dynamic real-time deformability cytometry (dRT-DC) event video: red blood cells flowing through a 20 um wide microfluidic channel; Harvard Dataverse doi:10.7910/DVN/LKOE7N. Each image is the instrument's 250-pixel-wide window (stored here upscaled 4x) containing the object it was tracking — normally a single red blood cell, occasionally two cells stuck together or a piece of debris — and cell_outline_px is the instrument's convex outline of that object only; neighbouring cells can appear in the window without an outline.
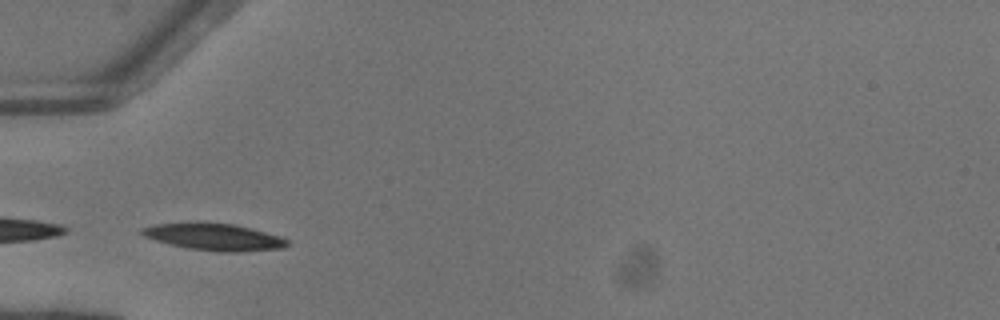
{"species": "common noctule bat (a hibernating species)", "species_latin": "Nyctalus noctula", "temperature_condition": "warm", "stored_images_in_passage": 39, "camera_frame_rate_fps": 3000, "um_per_image_px": 0.085, "animal": {"sex": "female"}, "frame": {"image": 1, "passage_image": 6, "time_ms": 1.667, "image_size_px": [1000, 320], "cell_outline_px": [[292, 244], [284, 248], [240, 252], [220, 252], [188, 248], [168, 244], [144, 236], [140, 232], [140, 228], [156, 224], [188, 220], [196, 220], [232, 224], [252, 228], [280, 236], [288, 240]], "centroid_in_image_um": [18.18, 20.11], "position_along_channel_um": 66.8, "area_um2": 23.58}}
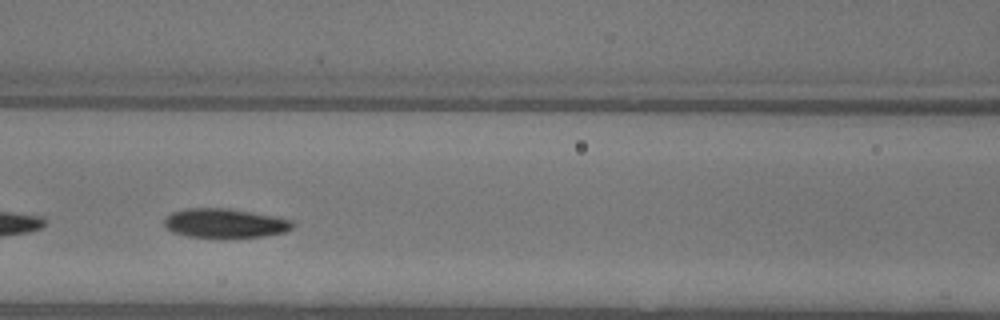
{"frame": {"image": 2, "passage_image": 12, "time_ms": 3.667, "image_size_px": [1000, 320], "cell_outline_px": [[292, 228], [284, 232], [264, 236], [188, 236], [172, 232], [164, 228], [164, 216], [172, 212], [184, 208], [228, 208], [272, 216], [292, 220]], "centroid_in_image_um": [19.03, 18.95], "position_along_channel_um": 147.6, "area_um2": 21.44}, "authors_computed_cell_mechanics": {"area_um2": 21.5594, "velocity_mm_per_s": 4.0981, "shape_relaxation_time_tau1_ms": 2.4947, "shape_relaxation_time_tau2_ms": 3.1881, "deformation_change_tau1": 0.1374, "deformation_change_tau2": 0.0791}}